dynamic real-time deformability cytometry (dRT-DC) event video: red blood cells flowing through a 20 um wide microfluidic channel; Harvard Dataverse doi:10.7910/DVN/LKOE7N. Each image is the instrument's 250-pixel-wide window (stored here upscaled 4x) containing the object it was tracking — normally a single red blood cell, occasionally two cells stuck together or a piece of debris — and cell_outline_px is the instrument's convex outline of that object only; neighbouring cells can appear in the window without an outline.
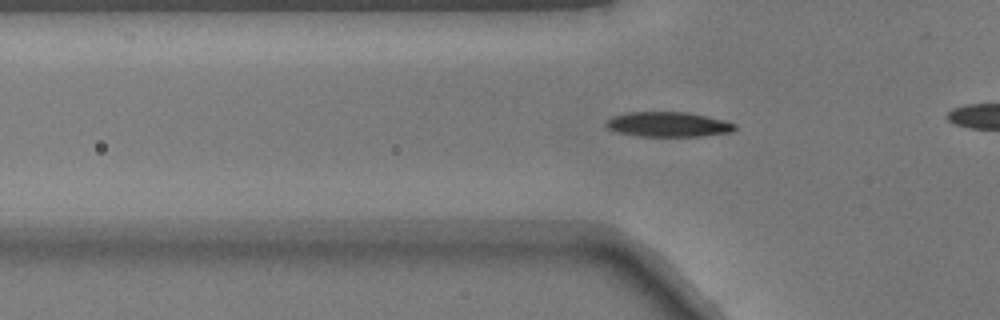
{"species": "common noctule bat (a hibernating species)", "species_latin": "Nyctalus noctula", "temperature_condition": "warm", "stored_images_in_passage": 28, "camera_frame_rate_fps": 3000, "um_per_image_px": 0.085, "animal": {"sex": "male", "body_mass_g": 17.9}, "frame": {"image": 1, "passage_image": 3, "time_ms": 0.667, "image_size_px": [1000, 320], "cell_outline_px": [[736, 128], [732, 132], [700, 136], [636, 136], [616, 132], [608, 128], [604, 124], [604, 120], [612, 116], [628, 112], [688, 112], [724, 120], [736, 124]], "centroid_in_image_um": [56.75, 10.57], "position_along_channel_um": 69.1, "area_um2": 18.84}}
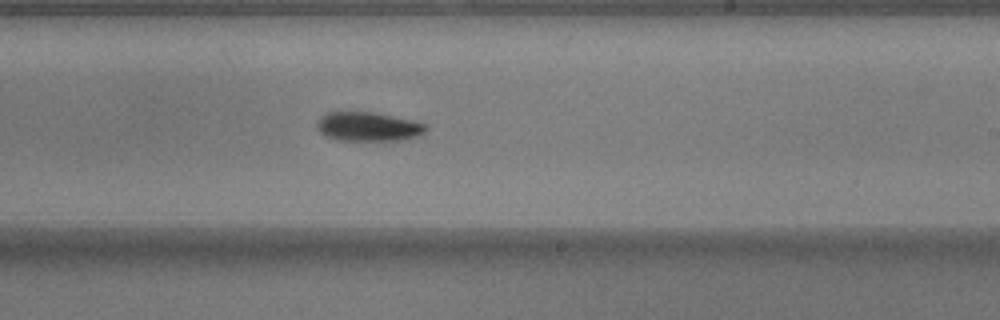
{"frame": {"image": 2, "passage_image": 17, "time_ms": 5.333, "image_size_px": [1000, 320], "cell_outline_px": [[428, 128], [420, 136], [400, 140], [336, 140], [324, 136], [316, 128], [316, 124], [320, 116], [328, 112], [376, 112], [412, 120], [428, 124]], "centroid_in_image_um": [31.3, 10.76], "position_along_channel_um": 257.7, "area_um2": 18.73}}
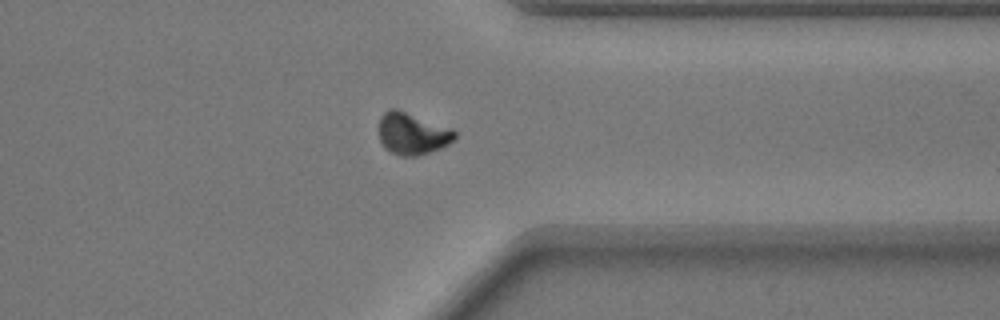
{"frame": {"image": 3, "passage_image": 26, "time_ms": 8.333, "image_size_px": [1000, 320], "cell_outline_px": [[456, 136], [448, 144], [440, 148], [416, 156], [400, 156], [384, 148], [380, 140], [380, 116], [388, 108], [396, 108], [452, 128], [456, 132]], "centroid_in_image_um": [35.03, 11.34], "position_along_channel_um": 376.4, "area_um2": 18.44}}